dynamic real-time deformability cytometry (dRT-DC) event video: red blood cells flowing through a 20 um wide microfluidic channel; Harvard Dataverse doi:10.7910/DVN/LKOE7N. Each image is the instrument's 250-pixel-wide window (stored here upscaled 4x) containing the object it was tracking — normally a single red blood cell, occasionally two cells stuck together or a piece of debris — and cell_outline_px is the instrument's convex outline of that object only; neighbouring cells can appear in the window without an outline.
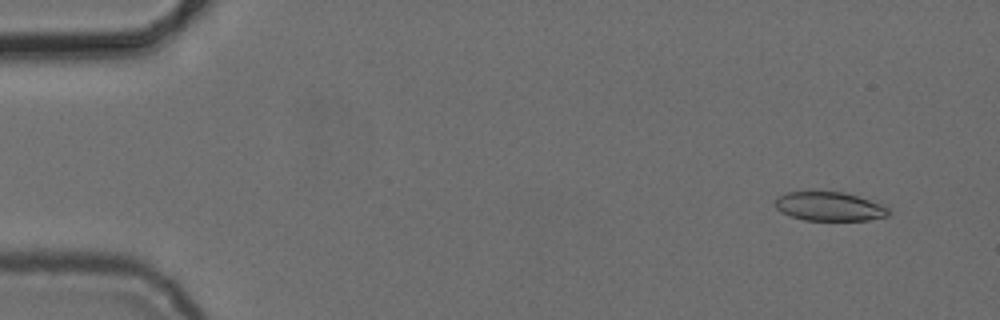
{"species": "common noctule bat (a hibernating species)", "species_latin": "Nyctalus noctula", "temperature_condition": "cold", "stored_images_in_passage": 6, "camera_frame_rate_fps": 3000, "um_per_image_px": 0.085, "animal": {"sex": "female", "body_mass_g": 24.6, "forearm_length_mm": 56.2}, "frame": {"image": 1, "passage_image": 2, "time_ms": 1.0, "image_size_px": [1000, 320], "cell_outline_px": [[888, 216], [868, 220], [804, 220], [780, 212], [776, 208], [776, 196], [788, 192], [808, 188], [812, 188], [844, 192], [880, 204], [888, 208]], "centroid_in_image_um": [70.4, 17.49], "position_along_channel_um": 14.6, "area_um2": 19.71}}
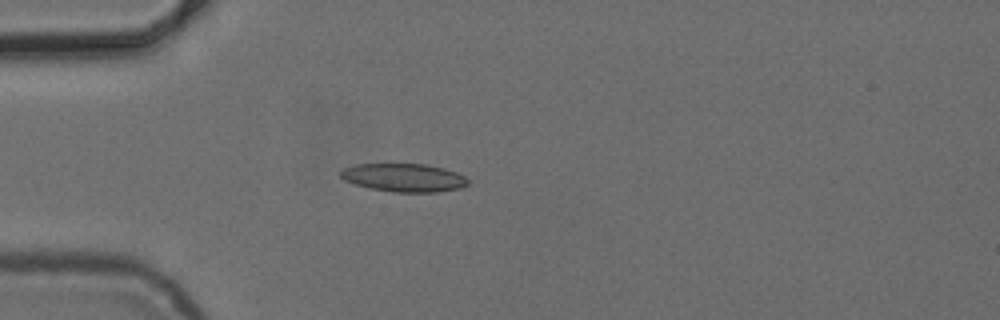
{"frame": {"image": 2, "passage_image": 5, "time_ms": 4.667, "image_size_px": [1000, 320], "cell_outline_px": [[468, 184], [460, 188], [436, 192], [392, 192], [372, 188], [356, 184], [344, 180], [340, 176], [340, 172], [344, 168], [356, 164], [428, 164], [444, 168], [456, 172], [464, 176], [468, 180]], "centroid_in_image_um": [34.34, 15.09], "position_along_channel_um": 50.7, "area_um2": 20.87}}